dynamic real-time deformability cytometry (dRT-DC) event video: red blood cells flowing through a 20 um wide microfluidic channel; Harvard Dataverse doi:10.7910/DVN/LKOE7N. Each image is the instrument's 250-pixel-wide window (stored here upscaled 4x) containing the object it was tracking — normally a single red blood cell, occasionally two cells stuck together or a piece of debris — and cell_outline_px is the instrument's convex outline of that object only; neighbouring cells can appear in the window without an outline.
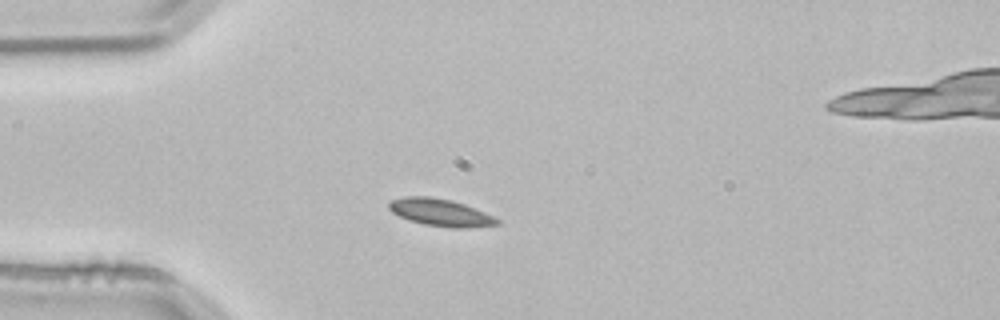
{"species": "common noctule bat (a hibernating species)", "species_latin": "Nyctalus noctula", "temperature_condition": "room temperature", "stored_images_in_passage": 2, "camera_frame_rate_fps": 3000, "um_per_image_px": 0.085, "animal": {"sex": "male", "body_mass_g": 21.5, "forearm_length_mm": 52.0}, "frame": {"image": 1, "passage_image": 2, "time_ms": 0.333, "image_size_px": [1000, 320], "cell_outline_px": [[500, 224], [468, 228], [452, 228], [424, 224], [408, 220], [392, 212], [388, 208], [388, 204], [392, 200], [404, 196], [432, 196], [452, 200], [464, 204], [484, 212], [500, 220]], "centroid_in_image_um": [37.43, 18.06], "position_along_channel_um": 47.6, "area_um2": 17.22}}